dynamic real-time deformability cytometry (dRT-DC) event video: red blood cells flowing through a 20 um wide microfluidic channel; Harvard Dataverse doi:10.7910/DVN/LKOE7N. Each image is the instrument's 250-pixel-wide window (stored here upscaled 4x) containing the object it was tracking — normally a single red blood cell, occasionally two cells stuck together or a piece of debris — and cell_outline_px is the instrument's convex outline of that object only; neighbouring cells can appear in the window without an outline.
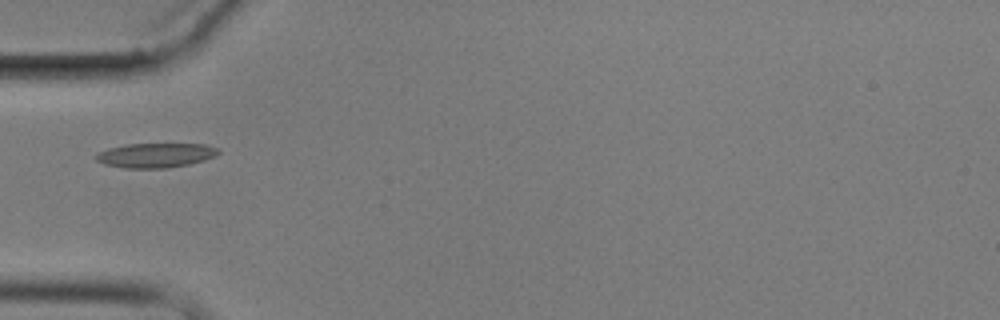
{"species": "common noctule bat (a hibernating species)", "species_latin": "Nyctalus noctula", "temperature_condition": "cold", "stored_images_in_passage": 7, "camera_frame_rate_fps": 3000, "um_per_image_px": 0.085, "animal": {"sex": "male", "body_mass_g": 17.9}, "frame": {"image": 1, "passage_image": 1, "time_ms": 0.0, "image_size_px": [1000, 320], "cell_outline_px": [[220, 152], [216, 156], [204, 160], [188, 164], [168, 168], [124, 168], [104, 164], [96, 160], [92, 156], [96, 152], [108, 148], [128, 144], [208, 144], [220, 148]], "centroid_in_image_um": [13.21, 13.19], "position_along_channel_um": 71.8, "area_um2": 17.74}}
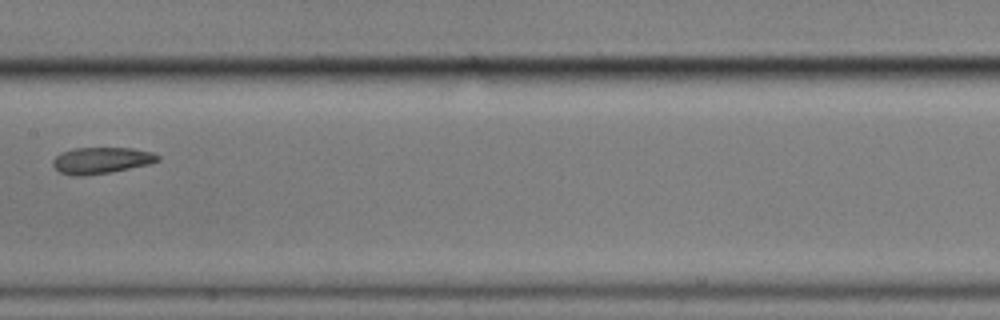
{"frame": {"image": 2, "passage_image": 4, "time_ms": 3.667, "image_size_px": [1000, 320], "cell_outline_px": [[160, 160], [152, 164], [108, 172], [84, 176], [72, 176], [60, 172], [52, 164], [52, 160], [60, 152], [76, 148], [132, 148], [152, 152], [160, 156]], "centroid_in_image_um": [8.62, 13.63], "position_along_channel_um": 198.8, "area_um2": 16.18}}
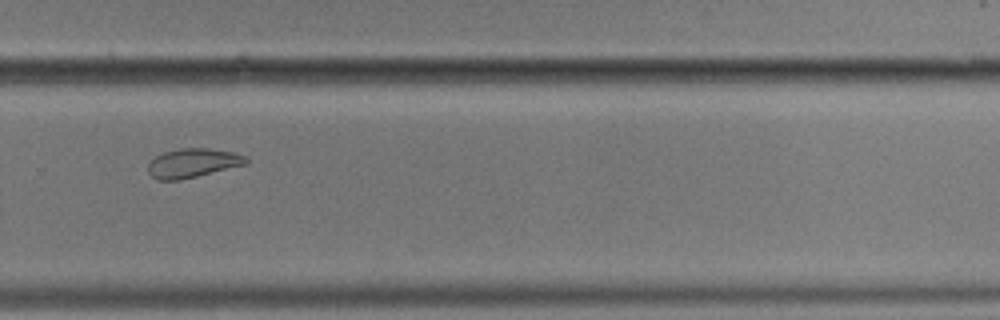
{"frame": {"image": 3, "passage_image": 7, "time_ms": 7.0, "image_size_px": [1000, 320], "cell_outline_px": [[248, 164], [180, 180], [160, 180], [152, 176], [148, 172], [148, 164], [156, 156], [164, 152], [180, 148], [208, 148], [236, 152], [244, 156], [248, 160]], "centroid_in_image_um": [16.41, 13.85], "position_along_channel_um": 313.4, "area_um2": 16.59}}